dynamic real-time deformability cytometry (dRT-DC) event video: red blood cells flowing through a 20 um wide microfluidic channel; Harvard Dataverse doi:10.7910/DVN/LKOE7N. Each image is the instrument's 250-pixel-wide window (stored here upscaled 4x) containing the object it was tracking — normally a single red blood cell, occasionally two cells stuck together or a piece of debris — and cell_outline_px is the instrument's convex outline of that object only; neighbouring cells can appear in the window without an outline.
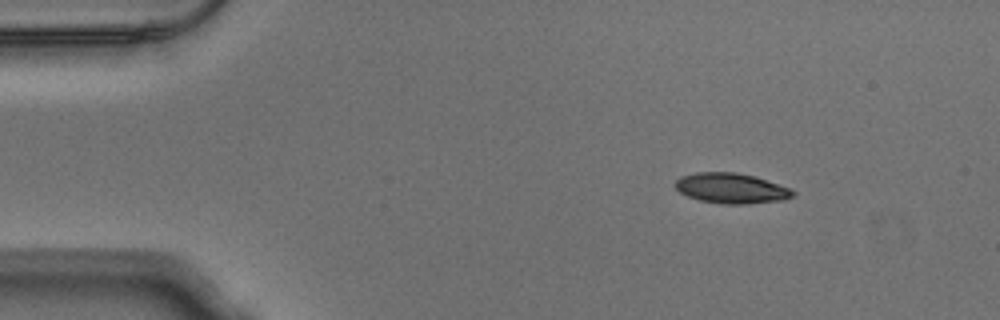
{"species": "Egyptian fruit bat (a non-hibernating species)", "species_latin": "Rousettus aegyptiacus", "temperature_condition": "warm", "stored_images_in_passage": 46, "camera_frame_rate_fps": 3000, "um_per_image_px": 0.085, "animal": {"sex": "male"}, "frame": {"image": 1, "passage_image": 1, "time_ms": 0.0, "image_size_px": [1000, 320], "cell_outline_px": [[796, 196], [784, 200], [748, 204], [720, 204], [700, 200], [688, 196], [680, 192], [676, 188], [676, 180], [680, 176], [696, 172], [736, 172], [756, 176], [792, 188], [796, 192]], "centroid_in_image_um": [62.22, 16.0], "position_along_channel_um": 22.8, "area_um2": 21.1}}
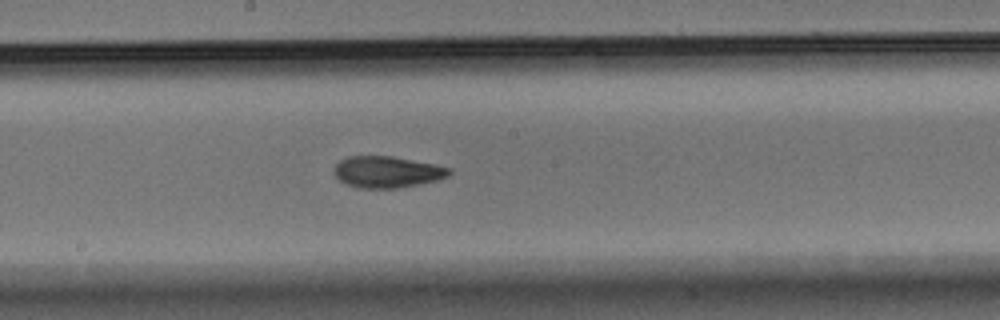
{"frame": {"image": 2, "passage_image": 22, "time_ms": 7.0, "image_size_px": [1000, 320], "cell_outline_px": [[452, 172], [448, 176], [436, 180], [420, 184], [396, 188], [360, 188], [348, 184], [340, 180], [332, 172], [332, 168], [340, 160], [348, 156], [392, 156], [436, 164], [452, 168]], "centroid_in_image_um": [32.91, 14.6], "position_along_channel_um": 215.3, "area_um2": 21.21}}
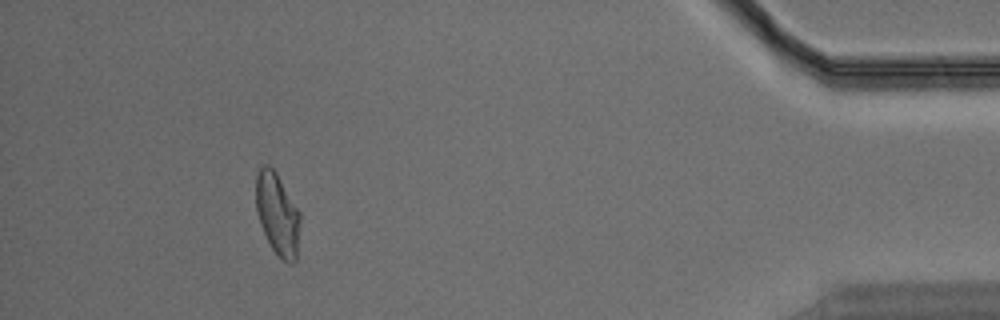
{"frame": {"image": 3, "passage_image": 42, "time_ms": 13.667, "image_size_px": [1000, 320], "cell_outline_px": [[300, 220], [296, 260], [292, 264], [288, 264], [272, 248], [260, 224], [256, 208], [256, 176], [260, 168], [264, 164], [268, 164], [276, 172], [300, 212]], "centroid_in_image_um": [23.58, 18.18], "position_along_channel_um": 411.6, "area_um2": 20.92}, "authors_computed_cell_mechanics": {"area_um2": 21.2126, "velocity_mm_per_s": 3.8293, "shape_relaxation_time_tau1_ms": 5.9412, "shape_relaxation_time_tau2_ms": 3.1772, "deformation_change_tau1": 0.1887, "deformation_change_tau2": 0.0961}}